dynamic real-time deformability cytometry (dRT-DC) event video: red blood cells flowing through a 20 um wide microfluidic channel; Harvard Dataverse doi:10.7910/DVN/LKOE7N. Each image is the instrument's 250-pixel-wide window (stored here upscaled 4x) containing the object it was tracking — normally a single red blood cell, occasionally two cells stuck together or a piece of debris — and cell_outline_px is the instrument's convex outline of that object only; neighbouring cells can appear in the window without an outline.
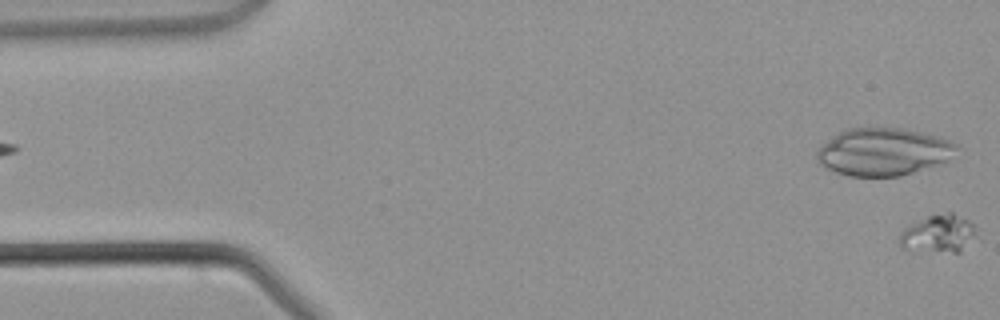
{"species": "common noctule bat (a hibernating species)", "species_latin": "Nyctalus noctula", "temperature_condition": "warm", "stored_images_in_passage": 15, "camera_frame_rate_fps": 3000, "um_per_image_px": 0.085, "animal": {"sex": "male", "body_mass_g": 21.5, "forearm_length_mm": 52.0}, "frame": {"image": 1, "passage_image": 1, "time_ms": 0.0, "image_size_px": [1000, 320], "cell_outline_px": [[976, 224], [972, 232], [960, 252], [952, 252], [900, 248], [900, 232], [904, 228], [928, 216], [948, 212], [952, 212]], "centroid_in_image_um": [79.71, 19.83], "position_along_channel_um": 5.3, "area_um2": 16.07}}